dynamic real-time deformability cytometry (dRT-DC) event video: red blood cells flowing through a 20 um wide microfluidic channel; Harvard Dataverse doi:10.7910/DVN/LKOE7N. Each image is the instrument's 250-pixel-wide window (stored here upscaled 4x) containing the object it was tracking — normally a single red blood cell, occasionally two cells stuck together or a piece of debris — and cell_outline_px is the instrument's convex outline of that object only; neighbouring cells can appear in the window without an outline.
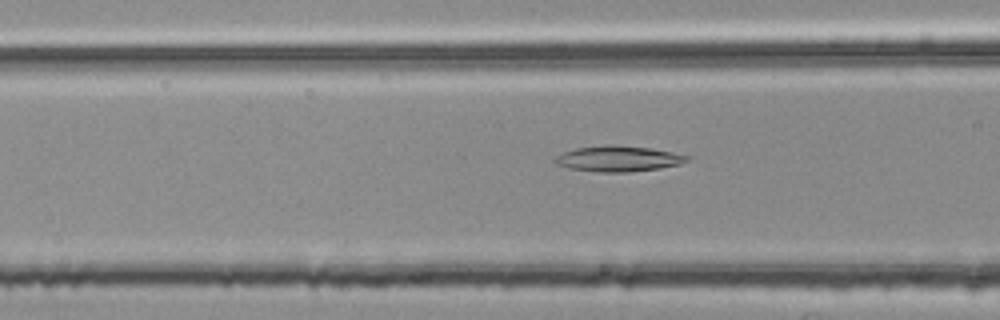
{"species": "common noctule bat (a hibernating species)", "species_latin": "Nyctalus noctula", "temperature_condition": "room temperature", "stored_images_in_passage": 43, "camera_frame_rate_fps": 3000, "um_per_image_px": 0.085, "animal": {"sex": "female", "body_mass_g": 25.1}, "frame": {"image": 1, "passage_image": 10, "time_ms": 3.0, "image_size_px": [1000, 320], "cell_outline_px": [[692, 156], [688, 160], [680, 164], [660, 168], [628, 172], [600, 172], [572, 168], [556, 164], [552, 160], [556, 156], [564, 152], [576, 148], [608, 144], [652, 148]], "centroid_in_image_um": [52.58, 13.48], "position_along_channel_um": 114.0, "area_um2": 19.71}}
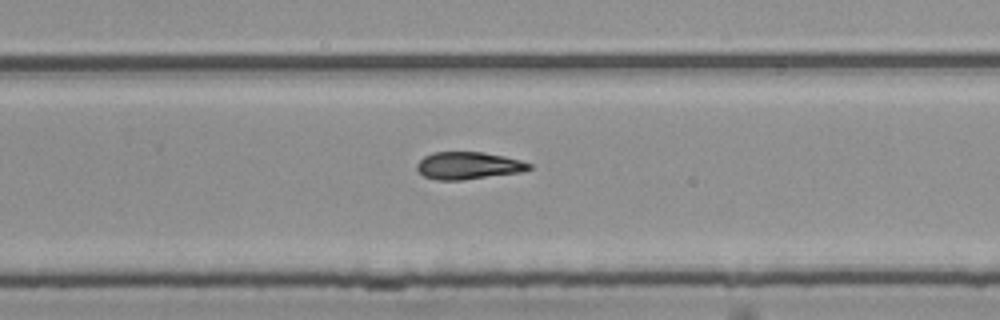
{"frame": {"image": 2, "passage_image": 24, "time_ms": 7.667, "image_size_px": [1000, 320], "cell_outline_px": [[532, 168], [524, 172], [460, 180], [436, 180], [424, 176], [416, 168], [416, 164], [424, 156], [432, 152], [484, 152], [504, 156], [520, 160], [532, 164]], "centroid_in_image_um": [39.82, 14.07], "position_along_channel_um": 290.0, "area_um2": 17.98}}
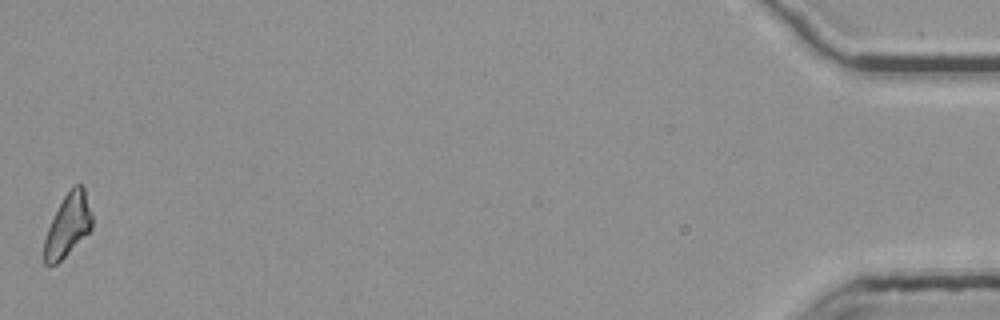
{"frame": {"image": 3, "passage_image": 43, "time_ms": 14.0, "image_size_px": [1000, 320], "cell_outline_px": [[92, 228], [56, 264], [44, 264], [44, 236], [64, 196], [72, 184], [84, 184], [92, 216]], "centroid_in_image_um": [5.77, 19.09], "position_along_channel_um": 429.4, "area_um2": 17.17}}